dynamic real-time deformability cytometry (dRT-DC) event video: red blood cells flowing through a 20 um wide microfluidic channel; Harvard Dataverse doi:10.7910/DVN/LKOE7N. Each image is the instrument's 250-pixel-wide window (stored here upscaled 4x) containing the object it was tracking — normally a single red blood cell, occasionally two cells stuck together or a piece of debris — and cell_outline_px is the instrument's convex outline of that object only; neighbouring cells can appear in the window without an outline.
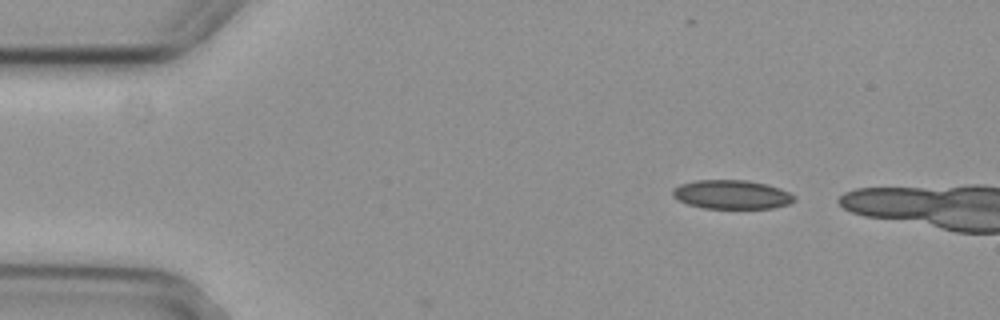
{"species": "common noctule bat (a hibernating species)", "species_latin": "Nyctalus noctula", "temperature_condition": "cold", "stored_images_in_passage": 2, "camera_frame_rate_fps": 3000, "um_per_image_px": 0.085, "animal": {"sex": "female", "body_mass_g": 29.2, "forearm_length_mm": 56.3}, "frame": {"image": 1, "passage_image": 1, "time_ms": 0.0, "image_size_px": [1000, 320], "cell_outline_px": [[796, 200], [788, 204], [772, 208], [704, 208], [688, 204], [672, 196], [672, 188], [680, 184], [696, 180], [744, 180], [764, 184], [780, 188], [796, 196]], "centroid_in_image_um": [62.18, 16.53], "position_along_channel_um": 22.8, "area_um2": 20.4}}